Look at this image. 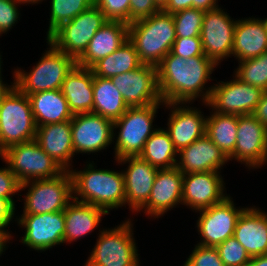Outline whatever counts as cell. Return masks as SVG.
<instances>
[{
    "label": "cell",
    "mask_w": 267,
    "mask_h": 266,
    "mask_svg": "<svg viewBox=\"0 0 267 266\" xmlns=\"http://www.w3.org/2000/svg\"><path fill=\"white\" fill-rule=\"evenodd\" d=\"M188 8H191V0H168L162 10L166 13L174 14Z\"/></svg>",
    "instance_id": "cell-45"
},
{
    "label": "cell",
    "mask_w": 267,
    "mask_h": 266,
    "mask_svg": "<svg viewBox=\"0 0 267 266\" xmlns=\"http://www.w3.org/2000/svg\"><path fill=\"white\" fill-rule=\"evenodd\" d=\"M140 61L134 44L127 39L117 50L95 63L91 70L94 76L111 78L140 67Z\"/></svg>",
    "instance_id": "cell-31"
},
{
    "label": "cell",
    "mask_w": 267,
    "mask_h": 266,
    "mask_svg": "<svg viewBox=\"0 0 267 266\" xmlns=\"http://www.w3.org/2000/svg\"><path fill=\"white\" fill-rule=\"evenodd\" d=\"M28 97L37 127L69 121L74 116L60 89L40 91Z\"/></svg>",
    "instance_id": "cell-29"
},
{
    "label": "cell",
    "mask_w": 267,
    "mask_h": 266,
    "mask_svg": "<svg viewBox=\"0 0 267 266\" xmlns=\"http://www.w3.org/2000/svg\"><path fill=\"white\" fill-rule=\"evenodd\" d=\"M156 1L161 7H163L168 0H156Z\"/></svg>",
    "instance_id": "cell-52"
},
{
    "label": "cell",
    "mask_w": 267,
    "mask_h": 266,
    "mask_svg": "<svg viewBox=\"0 0 267 266\" xmlns=\"http://www.w3.org/2000/svg\"><path fill=\"white\" fill-rule=\"evenodd\" d=\"M73 149L76 153H96L114 144L113 121L95 113L75 114L71 120Z\"/></svg>",
    "instance_id": "cell-17"
},
{
    "label": "cell",
    "mask_w": 267,
    "mask_h": 266,
    "mask_svg": "<svg viewBox=\"0 0 267 266\" xmlns=\"http://www.w3.org/2000/svg\"><path fill=\"white\" fill-rule=\"evenodd\" d=\"M185 261V266H224L216 247L196 244Z\"/></svg>",
    "instance_id": "cell-39"
},
{
    "label": "cell",
    "mask_w": 267,
    "mask_h": 266,
    "mask_svg": "<svg viewBox=\"0 0 267 266\" xmlns=\"http://www.w3.org/2000/svg\"><path fill=\"white\" fill-rule=\"evenodd\" d=\"M2 55H1V53H0V68H2L1 66H2Z\"/></svg>",
    "instance_id": "cell-53"
},
{
    "label": "cell",
    "mask_w": 267,
    "mask_h": 266,
    "mask_svg": "<svg viewBox=\"0 0 267 266\" xmlns=\"http://www.w3.org/2000/svg\"><path fill=\"white\" fill-rule=\"evenodd\" d=\"M218 66L207 56L188 59L169 52L157 65L159 91L164 103H193L200 98L206 104L212 87L206 89L211 74ZM205 87V88H204Z\"/></svg>",
    "instance_id": "cell-1"
},
{
    "label": "cell",
    "mask_w": 267,
    "mask_h": 266,
    "mask_svg": "<svg viewBox=\"0 0 267 266\" xmlns=\"http://www.w3.org/2000/svg\"><path fill=\"white\" fill-rule=\"evenodd\" d=\"M108 19L94 4L71 21L62 24L46 40L77 60L87 49L95 33Z\"/></svg>",
    "instance_id": "cell-10"
},
{
    "label": "cell",
    "mask_w": 267,
    "mask_h": 266,
    "mask_svg": "<svg viewBox=\"0 0 267 266\" xmlns=\"http://www.w3.org/2000/svg\"><path fill=\"white\" fill-rule=\"evenodd\" d=\"M220 173L207 171L184 174L182 205L197 213L199 210L221 203L228 195Z\"/></svg>",
    "instance_id": "cell-18"
},
{
    "label": "cell",
    "mask_w": 267,
    "mask_h": 266,
    "mask_svg": "<svg viewBox=\"0 0 267 266\" xmlns=\"http://www.w3.org/2000/svg\"><path fill=\"white\" fill-rule=\"evenodd\" d=\"M139 157L158 169L172 168L177 164L178 151L164 128H158L146 141Z\"/></svg>",
    "instance_id": "cell-33"
},
{
    "label": "cell",
    "mask_w": 267,
    "mask_h": 266,
    "mask_svg": "<svg viewBox=\"0 0 267 266\" xmlns=\"http://www.w3.org/2000/svg\"><path fill=\"white\" fill-rule=\"evenodd\" d=\"M252 115L267 127V91L262 95V98Z\"/></svg>",
    "instance_id": "cell-46"
},
{
    "label": "cell",
    "mask_w": 267,
    "mask_h": 266,
    "mask_svg": "<svg viewBox=\"0 0 267 266\" xmlns=\"http://www.w3.org/2000/svg\"><path fill=\"white\" fill-rule=\"evenodd\" d=\"M216 249L224 266H247L250 262V255L234 236L217 245Z\"/></svg>",
    "instance_id": "cell-37"
},
{
    "label": "cell",
    "mask_w": 267,
    "mask_h": 266,
    "mask_svg": "<svg viewBox=\"0 0 267 266\" xmlns=\"http://www.w3.org/2000/svg\"><path fill=\"white\" fill-rule=\"evenodd\" d=\"M108 213L91 204L81 203L72 200L64 211L65 233L63 236L64 243L76 242L77 239L87 236L96 230L102 221V216Z\"/></svg>",
    "instance_id": "cell-28"
},
{
    "label": "cell",
    "mask_w": 267,
    "mask_h": 266,
    "mask_svg": "<svg viewBox=\"0 0 267 266\" xmlns=\"http://www.w3.org/2000/svg\"><path fill=\"white\" fill-rule=\"evenodd\" d=\"M183 177L176 166L158 169L148 202L138 212L144 209L148 218H159L182 204Z\"/></svg>",
    "instance_id": "cell-20"
},
{
    "label": "cell",
    "mask_w": 267,
    "mask_h": 266,
    "mask_svg": "<svg viewBox=\"0 0 267 266\" xmlns=\"http://www.w3.org/2000/svg\"><path fill=\"white\" fill-rule=\"evenodd\" d=\"M2 69L0 68V105L2 100L9 94V92L15 87V72H13L14 81L11 85L4 83L2 79Z\"/></svg>",
    "instance_id": "cell-48"
},
{
    "label": "cell",
    "mask_w": 267,
    "mask_h": 266,
    "mask_svg": "<svg viewBox=\"0 0 267 266\" xmlns=\"http://www.w3.org/2000/svg\"><path fill=\"white\" fill-rule=\"evenodd\" d=\"M237 20L217 7L205 11L200 38L204 54L219 65L232 55Z\"/></svg>",
    "instance_id": "cell-13"
},
{
    "label": "cell",
    "mask_w": 267,
    "mask_h": 266,
    "mask_svg": "<svg viewBox=\"0 0 267 266\" xmlns=\"http://www.w3.org/2000/svg\"><path fill=\"white\" fill-rule=\"evenodd\" d=\"M250 257L267 254V213L258 207H246L233 233Z\"/></svg>",
    "instance_id": "cell-24"
},
{
    "label": "cell",
    "mask_w": 267,
    "mask_h": 266,
    "mask_svg": "<svg viewBox=\"0 0 267 266\" xmlns=\"http://www.w3.org/2000/svg\"><path fill=\"white\" fill-rule=\"evenodd\" d=\"M264 92L262 88L242 82L233 74V80L213 85L210 98L204 105L221 114L251 115Z\"/></svg>",
    "instance_id": "cell-11"
},
{
    "label": "cell",
    "mask_w": 267,
    "mask_h": 266,
    "mask_svg": "<svg viewBox=\"0 0 267 266\" xmlns=\"http://www.w3.org/2000/svg\"><path fill=\"white\" fill-rule=\"evenodd\" d=\"M234 75L242 82L267 91V51L256 58L238 61Z\"/></svg>",
    "instance_id": "cell-35"
},
{
    "label": "cell",
    "mask_w": 267,
    "mask_h": 266,
    "mask_svg": "<svg viewBox=\"0 0 267 266\" xmlns=\"http://www.w3.org/2000/svg\"><path fill=\"white\" fill-rule=\"evenodd\" d=\"M110 79L128 107L164 103L159 91L157 66L142 64Z\"/></svg>",
    "instance_id": "cell-15"
},
{
    "label": "cell",
    "mask_w": 267,
    "mask_h": 266,
    "mask_svg": "<svg viewBox=\"0 0 267 266\" xmlns=\"http://www.w3.org/2000/svg\"><path fill=\"white\" fill-rule=\"evenodd\" d=\"M17 2L20 3V5L22 4H32L34 5L35 3L38 4L39 2L41 3L43 0H16Z\"/></svg>",
    "instance_id": "cell-51"
},
{
    "label": "cell",
    "mask_w": 267,
    "mask_h": 266,
    "mask_svg": "<svg viewBox=\"0 0 267 266\" xmlns=\"http://www.w3.org/2000/svg\"><path fill=\"white\" fill-rule=\"evenodd\" d=\"M156 103L147 106L128 107L127 111L113 122V132L119 129L115 136L114 160L125 157L139 156L148 138L158 129L154 128V118L159 106Z\"/></svg>",
    "instance_id": "cell-5"
},
{
    "label": "cell",
    "mask_w": 267,
    "mask_h": 266,
    "mask_svg": "<svg viewBox=\"0 0 267 266\" xmlns=\"http://www.w3.org/2000/svg\"><path fill=\"white\" fill-rule=\"evenodd\" d=\"M18 226L25 229L21 242L36 251H46L64 243V211L45 214H22Z\"/></svg>",
    "instance_id": "cell-16"
},
{
    "label": "cell",
    "mask_w": 267,
    "mask_h": 266,
    "mask_svg": "<svg viewBox=\"0 0 267 266\" xmlns=\"http://www.w3.org/2000/svg\"><path fill=\"white\" fill-rule=\"evenodd\" d=\"M205 11L188 8L173 15L177 38L200 37Z\"/></svg>",
    "instance_id": "cell-36"
},
{
    "label": "cell",
    "mask_w": 267,
    "mask_h": 266,
    "mask_svg": "<svg viewBox=\"0 0 267 266\" xmlns=\"http://www.w3.org/2000/svg\"><path fill=\"white\" fill-rule=\"evenodd\" d=\"M191 104L164 103L168 110L171 108L165 129L178 152L205 135L206 118L200 109L189 106Z\"/></svg>",
    "instance_id": "cell-19"
},
{
    "label": "cell",
    "mask_w": 267,
    "mask_h": 266,
    "mask_svg": "<svg viewBox=\"0 0 267 266\" xmlns=\"http://www.w3.org/2000/svg\"><path fill=\"white\" fill-rule=\"evenodd\" d=\"M12 236L10 233H0V256L5 252L7 243H10Z\"/></svg>",
    "instance_id": "cell-50"
},
{
    "label": "cell",
    "mask_w": 267,
    "mask_h": 266,
    "mask_svg": "<svg viewBox=\"0 0 267 266\" xmlns=\"http://www.w3.org/2000/svg\"><path fill=\"white\" fill-rule=\"evenodd\" d=\"M93 80L94 73L91 68L77 65L66 75L60 90L73 115L93 111Z\"/></svg>",
    "instance_id": "cell-27"
},
{
    "label": "cell",
    "mask_w": 267,
    "mask_h": 266,
    "mask_svg": "<svg viewBox=\"0 0 267 266\" xmlns=\"http://www.w3.org/2000/svg\"><path fill=\"white\" fill-rule=\"evenodd\" d=\"M205 117V135L229 157L236 145L238 116L212 111Z\"/></svg>",
    "instance_id": "cell-32"
},
{
    "label": "cell",
    "mask_w": 267,
    "mask_h": 266,
    "mask_svg": "<svg viewBox=\"0 0 267 266\" xmlns=\"http://www.w3.org/2000/svg\"><path fill=\"white\" fill-rule=\"evenodd\" d=\"M228 158L243 163L249 170L266 164L267 127L252 114L238 116L236 145Z\"/></svg>",
    "instance_id": "cell-14"
},
{
    "label": "cell",
    "mask_w": 267,
    "mask_h": 266,
    "mask_svg": "<svg viewBox=\"0 0 267 266\" xmlns=\"http://www.w3.org/2000/svg\"><path fill=\"white\" fill-rule=\"evenodd\" d=\"M267 51V27L265 19H237L234 30L232 56L238 61L256 58Z\"/></svg>",
    "instance_id": "cell-26"
},
{
    "label": "cell",
    "mask_w": 267,
    "mask_h": 266,
    "mask_svg": "<svg viewBox=\"0 0 267 266\" xmlns=\"http://www.w3.org/2000/svg\"><path fill=\"white\" fill-rule=\"evenodd\" d=\"M19 4L16 0H0V36L7 34L20 20Z\"/></svg>",
    "instance_id": "cell-41"
},
{
    "label": "cell",
    "mask_w": 267,
    "mask_h": 266,
    "mask_svg": "<svg viewBox=\"0 0 267 266\" xmlns=\"http://www.w3.org/2000/svg\"><path fill=\"white\" fill-rule=\"evenodd\" d=\"M0 158L21 184L55 178L65 171L35 139L6 148L0 153Z\"/></svg>",
    "instance_id": "cell-8"
},
{
    "label": "cell",
    "mask_w": 267,
    "mask_h": 266,
    "mask_svg": "<svg viewBox=\"0 0 267 266\" xmlns=\"http://www.w3.org/2000/svg\"><path fill=\"white\" fill-rule=\"evenodd\" d=\"M35 140L65 171H70L73 168L70 167L75 155L71 120L38 126Z\"/></svg>",
    "instance_id": "cell-23"
},
{
    "label": "cell",
    "mask_w": 267,
    "mask_h": 266,
    "mask_svg": "<svg viewBox=\"0 0 267 266\" xmlns=\"http://www.w3.org/2000/svg\"><path fill=\"white\" fill-rule=\"evenodd\" d=\"M127 168L122 170L125 183L126 204L133 212H137L148 202L158 168L147 161L136 157H125L116 160ZM123 163V164H122Z\"/></svg>",
    "instance_id": "cell-21"
},
{
    "label": "cell",
    "mask_w": 267,
    "mask_h": 266,
    "mask_svg": "<svg viewBox=\"0 0 267 266\" xmlns=\"http://www.w3.org/2000/svg\"><path fill=\"white\" fill-rule=\"evenodd\" d=\"M26 188L29 189L24 196L23 214L65 211L73 200L72 177L69 171H64L55 178L23 183L20 191Z\"/></svg>",
    "instance_id": "cell-9"
},
{
    "label": "cell",
    "mask_w": 267,
    "mask_h": 266,
    "mask_svg": "<svg viewBox=\"0 0 267 266\" xmlns=\"http://www.w3.org/2000/svg\"><path fill=\"white\" fill-rule=\"evenodd\" d=\"M20 186L21 183L8 166L0 168V197L7 199L14 207L16 204L12 197L20 192Z\"/></svg>",
    "instance_id": "cell-42"
},
{
    "label": "cell",
    "mask_w": 267,
    "mask_h": 266,
    "mask_svg": "<svg viewBox=\"0 0 267 266\" xmlns=\"http://www.w3.org/2000/svg\"><path fill=\"white\" fill-rule=\"evenodd\" d=\"M162 10L156 0H130V23L150 17Z\"/></svg>",
    "instance_id": "cell-43"
},
{
    "label": "cell",
    "mask_w": 267,
    "mask_h": 266,
    "mask_svg": "<svg viewBox=\"0 0 267 266\" xmlns=\"http://www.w3.org/2000/svg\"><path fill=\"white\" fill-rule=\"evenodd\" d=\"M129 24L108 20L94 35L76 65L91 68L100 59L113 53L128 39Z\"/></svg>",
    "instance_id": "cell-25"
},
{
    "label": "cell",
    "mask_w": 267,
    "mask_h": 266,
    "mask_svg": "<svg viewBox=\"0 0 267 266\" xmlns=\"http://www.w3.org/2000/svg\"><path fill=\"white\" fill-rule=\"evenodd\" d=\"M173 15L163 10L128 26V39L143 64L157 66L176 40Z\"/></svg>",
    "instance_id": "cell-3"
},
{
    "label": "cell",
    "mask_w": 267,
    "mask_h": 266,
    "mask_svg": "<svg viewBox=\"0 0 267 266\" xmlns=\"http://www.w3.org/2000/svg\"><path fill=\"white\" fill-rule=\"evenodd\" d=\"M247 266H267V254L251 257Z\"/></svg>",
    "instance_id": "cell-49"
},
{
    "label": "cell",
    "mask_w": 267,
    "mask_h": 266,
    "mask_svg": "<svg viewBox=\"0 0 267 266\" xmlns=\"http://www.w3.org/2000/svg\"><path fill=\"white\" fill-rule=\"evenodd\" d=\"M36 131L30 99L15 86L0 105V153L12 145L34 140Z\"/></svg>",
    "instance_id": "cell-7"
},
{
    "label": "cell",
    "mask_w": 267,
    "mask_h": 266,
    "mask_svg": "<svg viewBox=\"0 0 267 266\" xmlns=\"http://www.w3.org/2000/svg\"><path fill=\"white\" fill-rule=\"evenodd\" d=\"M171 53L185 59L194 56H206L203 52L200 37L176 38L172 45Z\"/></svg>",
    "instance_id": "cell-40"
},
{
    "label": "cell",
    "mask_w": 267,
    "mask_h": 266,
    "mask_svg": "<svg viewBox=\"0 0 267 266\" xmlns=\"http://www.w3.org/2000/svg\"><path fill=\"white\" fill-rule=\"evenodd\" d=\"M93 111L113 122L119 119L128 109L121 92L109 78L94 76L93 80Z\"/></svg>",
    "instance_id": "cell-30"
},
{
    "label": "cell",
    "mask_w": 267,
    "mask_h": 266,
    "mask_svg": "<svg viewBox=\"0 0 267 266\" xmlns=\"http://www.w3.org/2000/svg\"><path fill=\"white\" fill-rule=\"evenodd\" d=\"M46 42L48 50L29 72L18 67L14 69L15 86L28 96L40 91L61 89L66 75L76 65L72 56L58 50L50 41Z\"/></svg>",
    "instance_id": "cell-4"
},
{
    "label": "cell",
    "mask_w": 267,
    "mask_h": 266,
    "mask_svg": "<svg viewBox=\"0 0 267 266\" xmlns=\"http://www.w3.org/2000/svg\"><path fill=\"white\" fill-rule=\"evenodd\" d=\"M15 209L7 199L0 197V233H10L5 228L14 219Z\"/></svg>",
    "instance_id": "cell-44"
},
{
    "label": "cell",
    "mask_w": 267,
    "mask_h": 266,
    "mask_svg": "<svg viewBox=\"0 0 267 266\" xmlns=\"http://www.w3.org/2000/svg\"><path fill=\"white\" fill-rule=\"evenodd\" d=\"M228 161L229 158L204 135L178 152L176 167L183 174L220 172Z\"/></svg>",
    "instance_id": "cell-22"
},
{
    "label": "cell",
    "mask_w": 267,
    "mask_h": 266,
    "mask_svg": "<svg viewBox=\"0 0 267 266\" xmlns=\"http://www.w3.org/2000/svg\"><path fill=\"white\" fill-rule=\"evenodd\" d=\"M94 4L108 20L130 23V0H95Z\"/></svg>",
    "instance_id": "cell-38"
},
{
    "label": "cell",
    "mask_w": 267,
    "mask_h": 266,
    "mask_svg": "<svg viewBox=\"0 0 267 266\" xmlns=\"http://www.w3.org/2000/svg\"><path fill=\"white\" fill-rule=\"evenodd\" d=\"M95 0H51L50 19L46 39L62 24L94 5Z\"/></svg>",
    "instance_id": "cell-34"
},
{
    "label": "cell",
    "mask_w": 267,
    "mask_h": 266,
    "mask_svg": "<svg viewBox=\"0 0 267 266\" xmlns=\"http://www.w3.org/2000/svg\"><path fill=\"white\" fill-rule=\"evenodd\" d=\"M87 165V166H86ZM83 171L71 169L73 200L105 210L126 207L125 183L122 170L95 169L91 161Z\"/></svg>",
    "instance_id": "cell-2"
},
{
    "label": "cell",
    "mask_w": 267,
    "mask_h": 266,
    "mask_svg": "<svg viewBox=\"0 0 267 266\" xmlns=\"http://www.w3.org/2000/svg\"><path fill=\"white\" fill-rule=\"evenodd\" d=\"M219 7L218 0H191V8L209 11Z\"/></svg>",
    "instance_id": "cell-47"
},
{
    "label": "cell",
    "mask_w": 267,
    "mask_h": 266,
    "mask_svg": "<svg viewBox=\"0 0 267 266\" xmlns=\"http://www.w3.org/2000/svg\"><path fill=\"white\" fill-rule=\"evenodd\" d=\"M245 207H236L232 197L227 196L221 203L199 210L197 231L201 236L198 245L216 247L233 236L236 223Z\"/></svg>",
    "instance_id": "cell-12"
},
{
    "label": "cell",
    "mask_w": 267,
    "mask_h": 266,
    "mask_svg": "<svg viewBox=\"0 0 267 266\" xmlns=\"http://www.w3.org/2000/svg\"><path fill=\"white\" fill-rule=\"evenodd\" d=\"M133 235L130 219L112 229L101 230L84 266H140Z\"/></svg>",
    "instance_id": "cell-6"
}]
</instances>
